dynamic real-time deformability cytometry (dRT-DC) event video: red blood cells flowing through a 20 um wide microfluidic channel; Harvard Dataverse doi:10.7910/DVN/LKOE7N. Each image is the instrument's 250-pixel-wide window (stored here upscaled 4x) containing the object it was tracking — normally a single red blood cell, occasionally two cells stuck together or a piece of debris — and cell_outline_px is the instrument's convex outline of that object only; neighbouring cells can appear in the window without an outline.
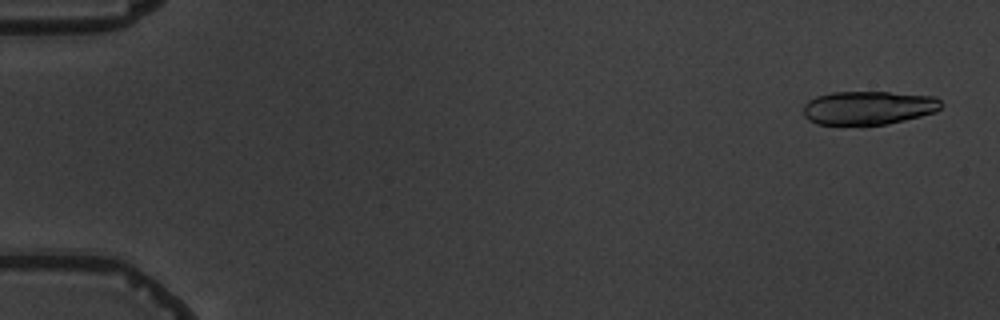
{"species": "common noctule bat (a hibernating species)", "species_latin": "Nyctalus noctula", "temperature_condition": "warm", "stored_images_in_passage": 5, "segment_of_instrument_passage": [1, 2], "camera_frame_rate_fps": 3000, "um_per_image_px": 0.085, "animal": {"sex": "male", "body_mass_g": 19.5, "forearm_length_mm": 54.6}, "frame": {"image": 1, "passage_image": 1, "time_ms": 0.0, "image_size_px": [1000, 320], "cell_outline_px": [[944, 104], [936, 112], [888, 124], [816, 124], [808, 120], [804, 116], [804, 104], [808, 100], [816, 96], [832, 92], [888, 92], [936, 96]], "centroid_in_image_um": [73.83, 9.15], "position_along_channel_um": 11.2, "area_um2": 27.05}}
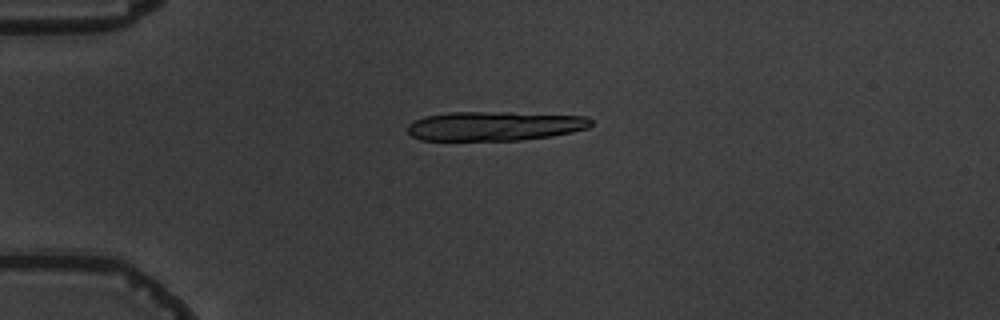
{"frame": {"image": 2, "passage_image": 4, "time_ms": 4.0, "image_size_px": [1000, 320], "cell_outline_px": [[592, 124], [588, 128], [572, 132], [552, 136], [520, 140], [420, 140], [412, 136], [408, 132], [408, 124], [424, 116], [448, 112], [508, 112], [588, 116], [592, 120]], "centroid_in_image_um": [42.06, 10.7], "position_along_channel_um": 42.9, "area_um2": 31.44}}